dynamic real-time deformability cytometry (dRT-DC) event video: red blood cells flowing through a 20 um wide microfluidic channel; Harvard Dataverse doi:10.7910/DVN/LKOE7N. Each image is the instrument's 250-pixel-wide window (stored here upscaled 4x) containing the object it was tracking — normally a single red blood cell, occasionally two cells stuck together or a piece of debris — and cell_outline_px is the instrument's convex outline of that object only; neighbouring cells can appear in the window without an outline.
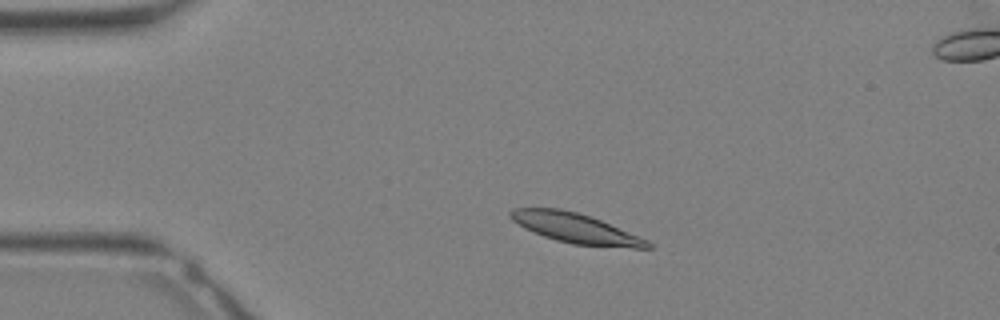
{"species": "Egyptian fruit bat (a non-hibernating species)", "species_latin": "Rousettus aegyptiacus", "temperature_condition": "warm", "stored_images_in_passage": 29, "camera_frame_rate_fps": 3000, "um_per_image_px": 0.085, "animal": {"sex": "female"}, "frame": {"image": 1, "passage_image": 2, "time_ms": 0.333, "image_size_px": [1000, 320], "cell_outline_px": [[652, 248], [632, 248], [572, 244], [556, 240], [544, 236], [524, 228], [512, 220], [508, 216], [508, 212], [512, 208], [560, 208], [576, 212], [600, 220], [648, 240], [652, 244]], "centroid_in_image_um": [48.89, 19.39], "position_along_channel_um": 36.1, "area_um2": 23.64}}
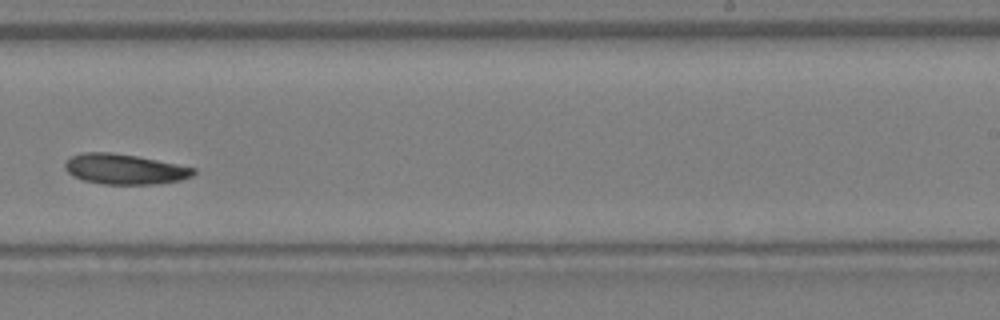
{"frame": {"image": 2, "passage_image": 16, "time_ms": 5.0, "image_size_px": [1000, 320], "cell_outline_px": [[196, 172], [192, 176], [180, 180], [160, 184], [104, 184], [84, 180], [72, 176], [64, 168], [64, 160], [72, 156], [84, 152], [112, 152], [136, 156], [196, 168]], "centroid_in_image_um": [10.57, 14.37], "position_along_channel_um": 278.4, "area_um2": 22.72}}
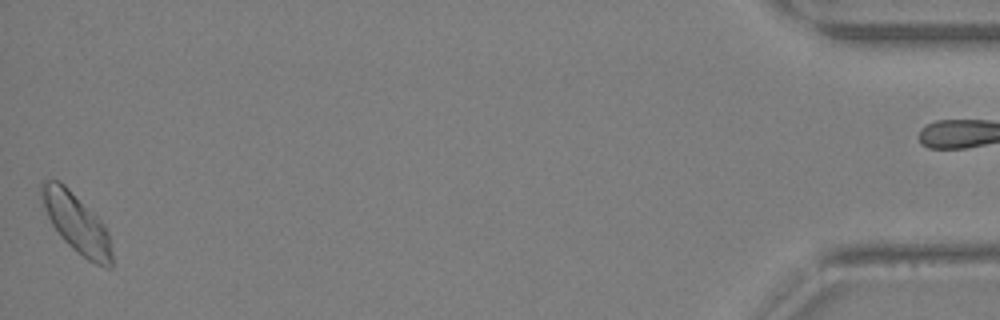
{"frame": {"image": 3, "passage_image": 28, "time_ms": 9.0, "image_size_px": [1000, 320], "cell_outline_px": [[112, 268], [108, 268], [96, 264], [88, 260], [72, 248], [60, 236], [52, 224], [48, 216], [40, 192], [40, 184], [44, 180], [60, 180], [104, 224], [108, 232], [112, 252]], "centroid_in_image_um": [6.51, 18.98], "position_along_channel_um": 428.7, "area_um2": 23.87}}